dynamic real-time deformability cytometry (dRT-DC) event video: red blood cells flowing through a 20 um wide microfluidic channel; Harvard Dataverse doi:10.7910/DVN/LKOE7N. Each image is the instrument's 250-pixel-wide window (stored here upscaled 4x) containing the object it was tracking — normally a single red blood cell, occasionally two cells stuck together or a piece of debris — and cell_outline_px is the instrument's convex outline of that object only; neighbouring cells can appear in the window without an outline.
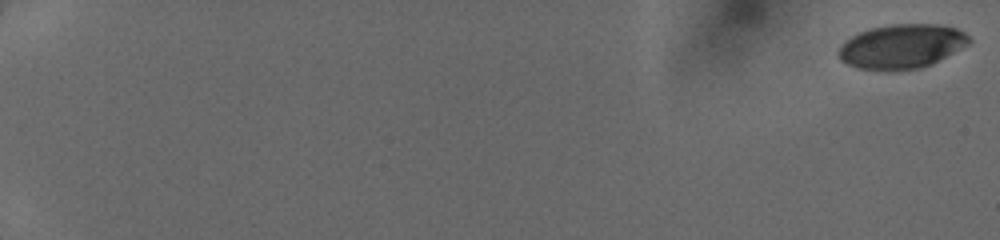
{"species": "human", "species_latin": "Homo sapiens", "temperature_condition": "cold", "stored_images_in_passage": 52, "camera_frame_rate_fps": 3000, "um_per_image_px": 0.085, "donor": {"sex": "female"}, "frame": {"image": 1, "passage_image": 1, "time_ms": 0.0, "image_size_px": [1000, 240], "cell_outline_px": [[972, 40], [968, 44], [932, 64], [920, 68], [888, 72], [856, 68], [840, 60], [836, 52], [840, 44], [844, 40], [868, 28], [892, 24], [936, 24], [956, 28], [964, 32]], "centroid_in_image_um": [76.58, 3.96], "position_along_channel_um": 8.4, "area_um2": 34.16}}
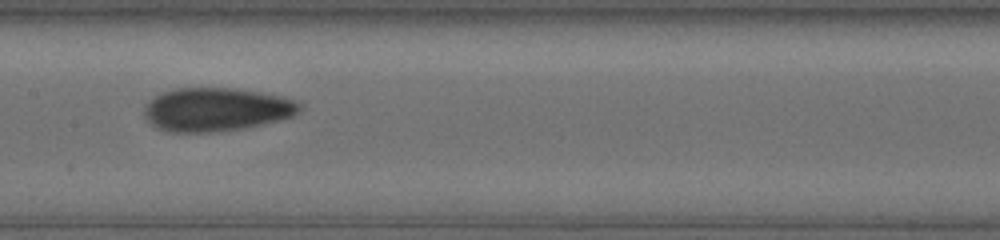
{"frame": {"image": 2, "passage_image": 30, "time_ms": 9.667, "image_size_px": [1000, 240], "cell_outline_px": [[300, 108], [292, 116], [280, 120], [240, 128], [212, 132], [172, 132], [156, 128], [144, 116], [144, 104], [160, 92], [176, 88], [236, 88], [260, 92], [280, 96], [292, 100], [300, 104]], "centroid_in_image_um": [18.31, 9.29], "position_along_channel_um": 189.1, "area_um2": 39.13}}
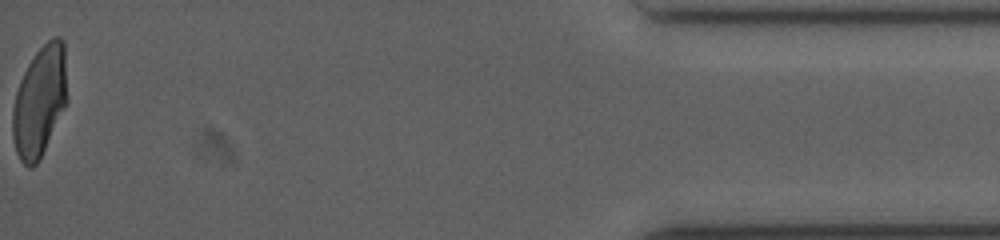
{"frame": {"image": 3, "passage_image": 52, "time_ms": 17.0, "image_size_px": [1000, 240], "cell_outline_px": [[68, 100], [40, 160], [32, 168], [28, 168], [20, 160], [16, 152], [12, 136], [12, 112], [16, 92], [20, 80], [28, 64], [36, 52], [52, 36], [60, 36], [64, 40]], "centroid_in_image_um": [3.38, 8.61], "position_along_channel_um": 431.8, "area_um2": 35.55}}